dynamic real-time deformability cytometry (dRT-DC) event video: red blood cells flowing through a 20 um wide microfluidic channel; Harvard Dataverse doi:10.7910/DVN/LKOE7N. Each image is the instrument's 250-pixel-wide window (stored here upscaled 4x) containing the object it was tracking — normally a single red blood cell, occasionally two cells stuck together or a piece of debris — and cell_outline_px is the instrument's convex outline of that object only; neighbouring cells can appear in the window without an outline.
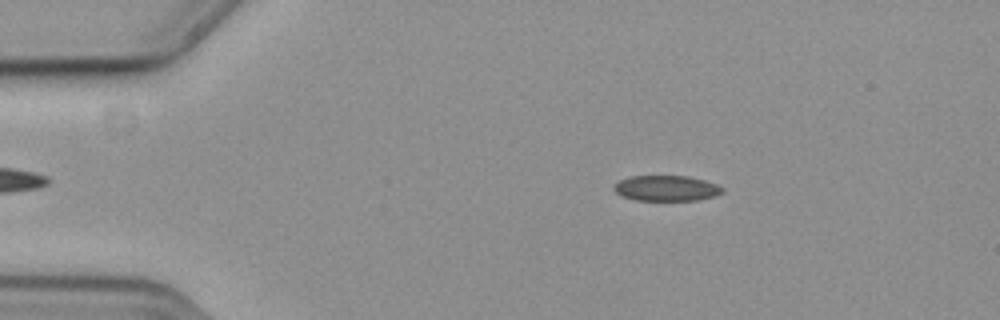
{"species": "common noctule bat (a hibernating species)", "species_latin": "Nyctalus noctula", "temperature_condition": "cold", "stored_images_in_passage": 57, "camera_frame_rate_fps": 3000, "um_per_image_px": 0.085, "animal": {"sex": "female", "body_mass_g": 19.3, "forearm_length_mm": 54.1}, "frame": {"image": 1, "passage_image": 10, "time_ms": 3.0, "image_size_px": [1000, 320], "cell_outline_px": [[724, 192], [712, 196], [696, 200], [636, 200], [620, 196], [612, 188], [620, 180], [628, 176], [688, 176], [704, 180], [716, 184], [724, 188]], "centroid_in_image_um": [56.62, 15.99], "position_along_channel_um": 28.4, "area_um2": 16.07}}
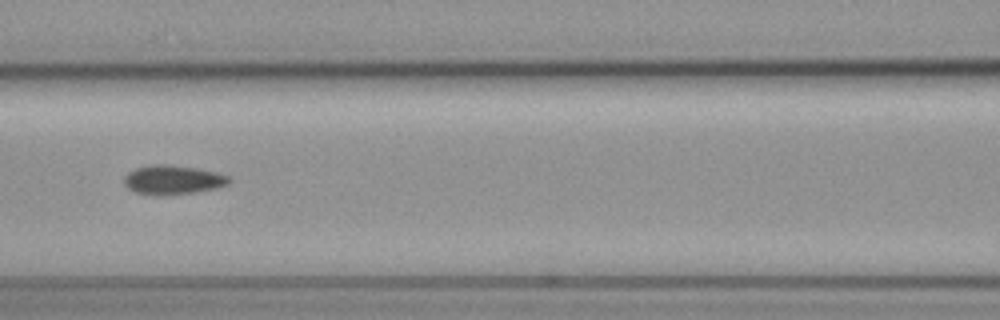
{"frame": {"image": 2, "passage_image": 25, "time_ms": 8.0, "image_size_px": [1000, 320], "cell_outline_px": [[232, 180], [228, 184], [216, 188], [196, 192], [160, 196], [136, 192], [128, 188], [124, 184], [124, 176], [128, 172], [136, 168], [152, 164], [168, 164], [196, 168], [216, 172], [228, 176]], "centroid_in_image_um": [14.69, 15.28], "position_along_channel_um": 151.9, "area_um2": 17.92}}
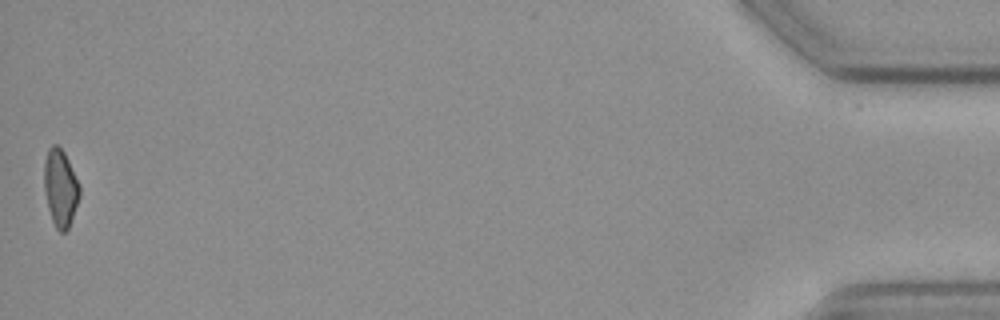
{"frame": {"image": 3, "passage_image": 56, "time_ms": 18.333, "image_size_px": [1000, 320], "cell_outline_px": [[80, 196], [68, 228], [64, 232], [60, 232], [56, 228], [52, 220], [48, 208], [44, 192], [44, 164], [48, 148], [52, 144], [56, 144], [64, 152], [80, 184]], "centroid_in_image_um": [5.13, 15.96], "position_along_channel_um": 430.1, "area_um2": 15.95}}